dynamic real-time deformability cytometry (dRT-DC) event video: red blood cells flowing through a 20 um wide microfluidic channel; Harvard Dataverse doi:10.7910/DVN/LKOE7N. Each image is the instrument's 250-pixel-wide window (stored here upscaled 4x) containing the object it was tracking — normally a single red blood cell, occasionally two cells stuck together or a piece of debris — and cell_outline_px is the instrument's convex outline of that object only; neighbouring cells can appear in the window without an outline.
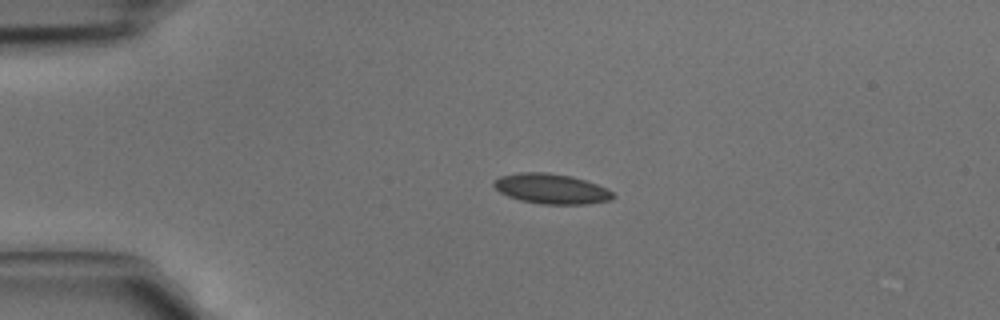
{"species": "common noctule bat (a hibernating species)", "species_latin": "Nyctalus noctula", "temperature_condition": "cold", "stored_images_in_passage": 2, "camera_frame_rate_fps": 3000, "um_per_image_px": 0.085, "animal": {"sex": "male", "body_mass_g": 15.6}, "frame": {"image": 1, "passage_image": 2, "time_ms": 0.333, "image_size_px": [1000, 320], "cell_outline_px": [[616, 196], [608, 200], [584, 204], [544, 204], [520, 200], [508, 196], [500, 192], [492, 184], [492, 180], [500, 176], [520, 172], [548, 172], [572, 176], [608, 188]], "centroid_in_image_um": [46.83, 16.03], "position_along_channel_um": 38.2, "area_um2": 20.87}}